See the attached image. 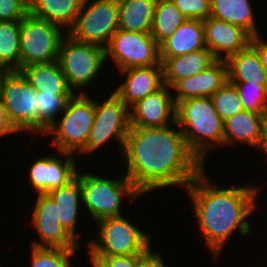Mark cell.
I'll list each match as a JSON object with an SVG mask.
<instances>
[{"instance_id": "60d3db41", "label": "cell", "mask_w": 267, "mask_h": 267, "mask_svg": "<svg viewBox=\"0 0 267 267\" xmlns=\"http://www.w3.org/2000/svg\"><path fill=\"white\" fill-rule=\"evenodd\" d=\"M89 256H90V262L92 264V267H109V264L100 257H97L96 255H94L93 253H91L88 250Z\"/></svg>"}, {"instance_id": "ac0fdd59", "label": "cell", "mask_w": 267, "mask_h": 267, "mask_svg": "<svg viewBox=\"0 0 267 267\" xmlns=\"http://www.w3.org/2000/svg\"><path fill=\"white\" fill-rule=\"evenodd\" d=\"M126 79L113 93L128 107L160 89L163 83L162 65L133 67L119 71Z\"/></svg>"}, {"instance_id": "44dd1931", "label": "cell", "mask_w": 267, "mask_h": 267, "mask_svg": "<svg viewBox=\"0 0 267 267\" xmlns=\"http://www.w3.org/2000/svg\"><path fill=\"white\" fill-rule=\"evenodd\" d=\"M20 72L36 91L55 94V96L74 95L67 85L58 61L31 64L23 67Z\"/></svg>"}, {"instance_id": "4dcf8cb0", "label": "cell", "mask_w": 267, "mask_h": 267, "mask_svg": "<svg viewBox=\"0 0 267 267\" xmlns=\"http://www.w3.org/2000/svg\"><path fill=\"white\" fill-rule=\"evenodd\" d=\"M77 250L31 246V267H73L70 258Z\"/></svg>"}, {"instance_id": "d590c367", "label": "cell", "mask_w": 267, "mask_h": 267, "mask_svg": "<svg viewBox=\"0 0 267 267\" xmlns=\"http://www.w3.org/2000/svg\"><path fill=\"white\" fill-rule=\"evenodd\" d=\"M150 246L144 253L138 254V267H167L161 253Z\"/></svg>"}, {"instance_id": "f35d334b", "label": "cell", "mask_w": 267, "mask_h": 267, "mask_svg": "<svg viewBox=\"0 0 267 267\" xmlns=\"http://www.w3.org/2000/svg\"><path fill=\"white\" fill-rule=\"evenodd\" d=\"M250 45L256 50L261 64L267 72V41L257 35L255 37H251Z\"/></svg>"}, {"instance_id": "83f0119b", "label": "cell", "mask_w": 267, "mask_h": 267, "mask_svg": "<svg viewBox=\"0 0 267 267\" xmlns=\"http://www.w3.org/2000/svg\"><path fill=\"white\" fill-rule=\"evenodd\" d=\"M186 20L170 0H156L150 34L160 45Z\"/></svg>"}, {"instance_id": "d4e9b609", "label": "cell", "mask_w": 267, "mask_h": 267, "mask_svg": "<svg viewBox=\"0 0 267 267\" xmlns=\"http://www.w3.org/2000/svg\"><path fill=\"white\" fill-rule=\"evenodd\" d=\"M84 0H29V13L57 24L66 32L75 24Z\"/></svg>"}, {"instance_id": "e0dca14e", "label": "cell", "mask_w": 267, "mask_h": 267, "mask_svg": "<svg viewBox=\"0 0 267 267\" xmlns=\"http://www.w3.org/2000/svg\"><path fill=\"white\" fill-rule=\"evenodd\" d=\"M228 80V65L226 60H216L206 70L177 81L171 89L175 104L180 101L196 98L211 97Z\"/></svg>"}, {"instance_id": "e575fe53", "label": "cell", "mask_w": 267, "mask_h": 267, "mask_svg": "<svg viewBox=\"0 0 267 267\" xmlns=\"http://www.w3.org/2000/svg\"><path fill=\"white\" fill-rule=\"evenodd\" d=\"M29 13V0H0V22H20Z\"/></svg>"}, {"instance_id": "8992f818", "label": "cell", "mask_w": 267, "mask_h": 267, "mask_svg": "<svg viewBox=\"0 0 267 267\" xmlns=\"http://www.w3.org/2000/svg\"><path fill=\"white\" fill-rule=\"evenodd\" d=\"M105 48L91 43L74 40L70 35L62 38L58 63L68 87L76 94H86L84 88L92 85L106 60Z\"/></svg>"}, {"instance_id": "d6986e66", "label": "cell", "mask_w": 267, "mask_h": 267, "mask_svg": "<svg viewBox=\"0 0 267 267\" xmlns=\"http://www.w3.org/2000/svg\"><path fill=\"white\" fill-rule=\"evenodd\" d=\"M216 60L208 48L175 57H160L163 83L171 88L177 81L206 70Z\"/></svg>"}, {"instance_id": "30bf717a", "label": "cell", "mask_w": 267, "mask_h": 267, "mask_svg": "<svg viewBox=\"0 0 267 267\" xmlns=\"http://www.w3.org/2000/svg\"><path fill=\"white\" fill-rule=\"evenodd\" d=\"M37 91L20 71H7L1 83L0 97L9 120L19 131L38 135Z\"/></svg>"}, {"instance_id": "6da1fadb", "label": "cell", "mask_w": 267, "mask_h": 267, "mask_svg": "<svg viewBox=\"0 0 267 267\" xmlns=\"http://www.w3.org/2000/svg\"><path fill=\"white\" fill-rule=\"evenodd\" d=\"M121 154L127 165L124 174L141 195L173 185L186 188L205 168L181 130L171 125L130 127Z\"/></svg>"}, {"instance_id": "cb8c5ba5", "label": "cell", "mask_w": 267, "mask_h": 267, "mask_svg": "<svg viewBox=\"0 0 267 267\" xmlns=\"http://www.w3.org/2000/svg\"><path fill=\"white\" fill-rule=\"evenodd\" d=\"M58 207V218L64 229L78 241L76 222L80 203H82V191L79 181V170L76 177L68 184L47 193Z\"/></svg>"}, {"instance_id": "484cf974", "label": "cell", "mask_w": 267, "mask_h": 267, "mask_svg": "<svg viewBox=\"0 0 267 267\" xmlns=\"http://www.w3.org/2000/svg\"><path fill=\"white\" fill-rule=\"evenodd\" d=\"M211 17L245 30L251 37L260 35L250 0H210Z\"/></svg>"}, {"instance_id": "4fadbf2b", "label": "cell", "mask_w": 267, "mask_h": 267, "mask_svg": "<svg viewBox=\"0 0 267 267\" xmlns=\"http://www.w3.org/2000/svg\"><path fill=\"white\" fill-rule=\"evenodd\" d=\"M32 224L41 241L31 243L35 247H60L78 250L80 243L75 240L62 226L58 218V207L48 194H37L33 206Z\"/></svg>"}, {"instance_id": "5bb4252c", "label": "cell", "mask_w": 267, "mask_h": 267, "mask_svg": "<svg viewBox=\"0 0 267 267\" xmlns=\"http://www.w3.org/2000/svg\"><path fill=\"white\" fill-rule=\"evenodd\" d=\"M57 154L60 156L43 155L31 164L28 173L29 184L35 193L47 194L68 184L76 177L78 169L75 154L59 151Z\"/></svg>"}, {"instance_id": "74e56055", "label": "cell", "mask_w": 267, "mask_h": 267, "mask_svg": "<svg viewBox=\"0 0 267 267\" xmlns=\"http://www.w3.org/2000/svg\"><path fill=\"white\" fill-rule=\"evenodd\" d=\"M19 132L9 120L4 102L0 97V137Z\"/></svg>"}, {"instance_id": "2e32d148", "label": "cell", "mask_w": 267, "mask_h": 267, "mask_svg": "<svg viewBox=\"0 0 267 267\" xmlns=\"http://www.w3.org/2000/svg\"><path fill=\"white\" fill-rule=\"evenodd\" d=\"M203 25L206 47L217 60H227L250 44L251 36L241 27L211 16Z\"/></svg>"}, {"instance_id": "9a60e30c", "label": "cell", "mask_w": 267, "mask_h": 267, "mask_svg": "<svg viewBox=\"0 0 267 267\" xmlns=\"http://www.w3.org/2000/svg\"><path fill=\"white\" fill-rule=\"evenodd\" d=\"M170 89L164 84L160 89L133 104L129 108L130 127L153 128L171 124L177 127L176 104Z\"/></svg>"}, {"instance_id": "3957f363", "label": "cell", "mask_w": 267, "mask_h": 267, "mask_svg": "<svg viewBox=\"0 0 267 267\" xmlns=\"http://www.w3.org/2000/svg\"><path fill=\"white\" fill-rule=\"evenodd\" d=\"M176 122L190 151L204 165L208 152L224 145L223 120L210 97H196L176 104ZM213 148V149H212Z\"/></svg>"}, {"instance_id": "52a82bcc", "label": "cell", "mask_w": 267, "mask_h": 267, "mask_svg": "<svg viewBox=\"0 0 267 267\" xmlns=\"http://www.w3.org/2000/svg\"><path fill=\"white\" fill-rule=\"evenodd\" d=\"M96 224L98 240L92 239L87 245L97 257L142 254L152 246L149 233L134 226L124 216L103 218Z\"/></svg>"}, {"instance_id": "277c9868", "label": "cell", "mask_w": 267, "mask_h": 267, "mask_svg": "<svg viewBox=\"0 0 267 267\" xmlns=\"http://www.w3.org/2000/svg\"><path fill=\"white\" fill-rule=\"evenodd\" d=\"M87 94H74L67 102L60 119L45 132L53 134L52 145L59 152L80 153L85 147L93 125L95 100Z\"/></svg>"}, {"instance_id": "8fae6325", "label": "cell", "mask_w": 267, "mask_h": 267, "mask_svg": "<svg viewBox=\"0 0 267 267\" xmlns=\"http://www.w3.org/2000/svg\"><path fill=\"white\" fill-rule=\"evenodd\" d=\"M130 130L129 108L112 92L102 104L95 101L93 125L86 147L79 154H90L99 150L109 140H117L123 152L125 140Z\"/></svg>"}, {"instance_id": "ba28073f", "label": "cell", "mask_w": 267, "mask_h": 267, "mask_svg": "<svg viewBox=\"0 0 267 267\" xmlns=\"http://www.w3.org/2000/svg\"><path fill=\"white\" fill-rule=\"evenodd\" d=\"M118 25V0H84L75 24L67 34L79 42L106 48Z\"/></svg>"}, {"instance_id": "836d02e7", "label": "cell", "mask_w": 267, "mask_h": 267, "mask_svg": "<svg viewBox=\"0 0 267 267\" xmlns=\"http://www.w3.org/2000/svg\"><path fill=\"white\" fill-rule=\"evenodd\" d=\"M187 19L205 20L210 17V0H170Z\"/></svg>"}, {"instance_id": "f1b7e54d", "label": "cell", "mask_w": 267, "mask_h": 267, "mask_svg": "<svg viewBox=\"0 0 267 267\" xmlns=\"http://www.w3.org/2000/svg\"><path fill=\"white\" fill-rule=\"evenodd\" d=\"M20 22H0V67L20 71Z\"/></svg>"}, {"instance_id": "7c38bea8", "label": "cell", "mask_w": 267, "mask_h": 267, "mask_svg": "<svg viewBox=\"0 0 267 267\" xmlns=\"http://www.w3.org/2000/svg\"><path fill=\"white\" fill-rule=\"evenodd\" d=\"M105 52L106 58H112L118 71L133 67L162 65L159 45L150 33L118 29L105 48Z\"/></svg>"}, {"instance_id": "603a6c76", "label": "cell", "mask_w": 267, "mask_h": 267, "mask_svg": "<svg viewBox=\"0 0 267 267\" xmlns=\"http://www.w3.org/2000/svg\"><path fill=\"white\" fill-rule=\"evenodd\" d=\"M262 115L243 110L223 122L224 146L244 143L257 149L261 138Z\"/></svg>"}, {"instance_id": "b9f144b4", "label": "cell", "mask_w": 267, "mask_h": 267, "mask_svg": "<svg viewBox=\"0 0 267 267\" xmlns=\"http://www.w3.org/2000/svg\"><path fill=\"white\" fill-rule=\"evenodd\" d=\"M7 72V70L3 69L2 67H0V91H1V83L3 80V76L4 74Z\"/></svg>"}, {"instance_id": "ab89813d", "label": "cell", "mask_w": 267, "mask_h": 267, "mask_svg": "<svg viewBox=\"0 0 267 267\" xmlns=\"http://www.w3.org/2000/svg\"><path fill=\"white\" fill-rule=\"evenodd\" d=\"M257 149L262 150L265 156H267V109L262 114L261 119V138L259 141V144L257 146ZM267 158V157H265Z\"/></svg>"}, {"instance_id": "ffe728a7", "label": "cell", "mask_w": 267, "mask_h": 267, "mask_svg": "<svg viewBox=\"0 0 267 267\" xmlns=\"http://www.w3.org/2000/svg\"><path fill=\"white\" fill-rule=\"evenodd\" d=\"M206 48L203 20L187 19L159 45V57H175Z\"/></svg>"}, {"instance_id": "7a4b0ae2", "label": "cell", "mask_w": 267, "mask_h": 267, "mask_svg": "<svg viewBox=\"0 0 267 267\" xmlns=\"http://www.w3.org/2000/svg\"><path fill=\"white\" fill-rule=\"evenodd\" d=\"M205 174L204 168L186 187V191L193 202L206 246L217 260L223 246L237 229L242 235H252L251 223L247 218L260 208L256 201L262 187H218Z\"/></svg>"}, {"instance_id": "4316f807", "label": "cell", "mask_w": 267, "mask_h": 267, "mask_svg": "<svg viewBox=\"0 0 267 267\" xmlns=\"http://www.w3.org/2000/svg\"><path fill=\"white\" fill-rule=\"evenodd\" d=\"M118 29L150 33L156 0H118Z\"/></svg>"}, {"instance_id": "1f68e13d", "label": "cell", "mask_w": 267, "mask_h": 267, "mask_svg": "<svg viewBox=\"0 0 267 267\" xmlns=\"http://www.w3.org/2000/svg\"><path fill=\"white\" fill-rule=\"evenodd\" d=\"M210 98L215 110L223 121L244 110L238 90L229 80Z\"/></svg>"}, {"instance_id": "f546056e", "label": "cell", "mask_w": 267, "mask_h": 267, "mask_svg": "<svg viewBox=\"0 0 267 267\" xmlns=\"http://www.w3.org/2000/svg\"><path fill=\"white\" fill-rule=\"evenodd\" d=\"M72 96H55V94L37 91L38 134L42 135L64 111L66 102Z\"/></svg>"}, {"instance_id": "8d00e7d4", "label": "cell", "mask_w": 267, "mask_h": 267, "mask_svg": "<svg viewBox=\"0 0 267 267\" xmlns=\"http://www.w3.org/2000/svg\"><path fill=\"white\" fill-rule=\"evenodd\" d=\"M103 259L109 264V267H138V254L111 256Z\"/></svg>"}, {"instance_id": "7402d4cb", "label": "cell", "mask_w": 267, "mask_h": 267, "mask_svg": "<svg viewBox=\"0 0 267 267\" xmlns=\"http://www.w3.org/2000/svg\"><path fill=\"white\" fill-rule=\"evenodd\" d=\"M226 62L230 82L258 84L267 89V72L256 50L250 44L240 52L231 55Z\"/></svg>"}, {"instance_id": "d6a6232c", "label": "cell", "mask_w": 267, "mask_h": 267, "mask_svg": "<svg viewBox=\"0 0 267 267\" xmlns=\"http://www.w3.org/2000/svg\"><path fill=\"white\" fill-rule=\"evenodd\" d=\"M238 90L244 110L263 114L267 109V89L262 85L246 82H231Z\"/></svg>"}, {"instance_id": "5b68a950", "label": "cell", "mask_w": 267, "mask_h": 267, "mask_svg": "<svg viewBox=\"0 0 267 267\" xmlns=\"http://www.w3.org/2000/svg\"><path fill=\"white\" fill-rule=\"evenodd\" d=\"M79 181L82 204L96 222L107 217L122 216V198L135 200L141 196L124 173L119 178L109 179L79 172Z\"/></svg>"}, {"instance_id": "9c48e42d", "label": "cell", "mask_w": 267, "mask_h": 267, "mask_svg": "<svg viewBox=\"0 0 267 267\" xmlns=\"http://www.w3.org/2000/svg\"><path fill=\"white\" fill-rule=\"evenodd\" d=\"M65 31L57 24L28 13L20 21V70L31 64L58 61Z\"/></svg>"}]
</instances>
